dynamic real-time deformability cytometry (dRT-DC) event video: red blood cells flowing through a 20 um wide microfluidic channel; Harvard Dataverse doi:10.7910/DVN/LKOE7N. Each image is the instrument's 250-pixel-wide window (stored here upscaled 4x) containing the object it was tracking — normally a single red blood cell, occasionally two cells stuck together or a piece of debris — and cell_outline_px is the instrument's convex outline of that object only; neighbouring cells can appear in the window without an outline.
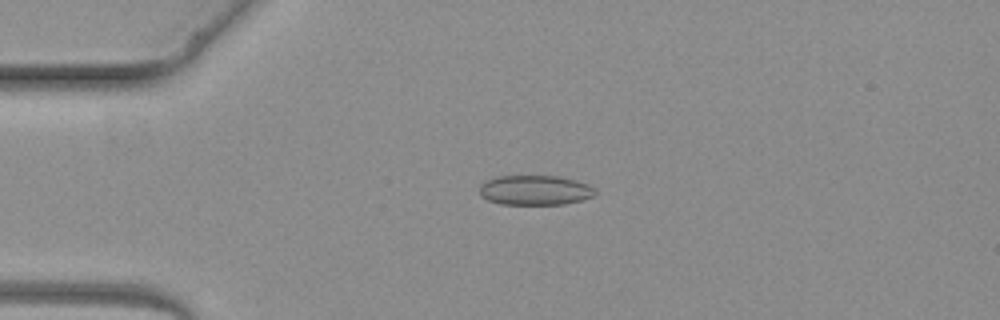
{"species": "common noctule bat (a hibernating species)", "species_latin": "Nyctalus noctula", "temperature_condition": "warm", "stored_images_in_passage": 3, "camera_frame_rate_fps": 3000, "um_per_image_px": 0.085, "animal": {"sex": "female", "body_mass_g": 19.3, "forearm_length_mm": 54.1}, "frame": {"image": 1, "passage_image": 2, "time_ms": 2.0, "image_size_px": [1000, 320], "cell_outline_px": [[596, 192], [592, 196], [580, 200], [564, 204], [500, 204], [488, 200], [480, 196], [480, 184], [484, 180], [496, 176], [556, 176], [576, 180], [588, 184]], "centroid_in_image_um": [45.41, 16.16], "position_along_channel_um": 39.6, "area_um2": 20.06}}